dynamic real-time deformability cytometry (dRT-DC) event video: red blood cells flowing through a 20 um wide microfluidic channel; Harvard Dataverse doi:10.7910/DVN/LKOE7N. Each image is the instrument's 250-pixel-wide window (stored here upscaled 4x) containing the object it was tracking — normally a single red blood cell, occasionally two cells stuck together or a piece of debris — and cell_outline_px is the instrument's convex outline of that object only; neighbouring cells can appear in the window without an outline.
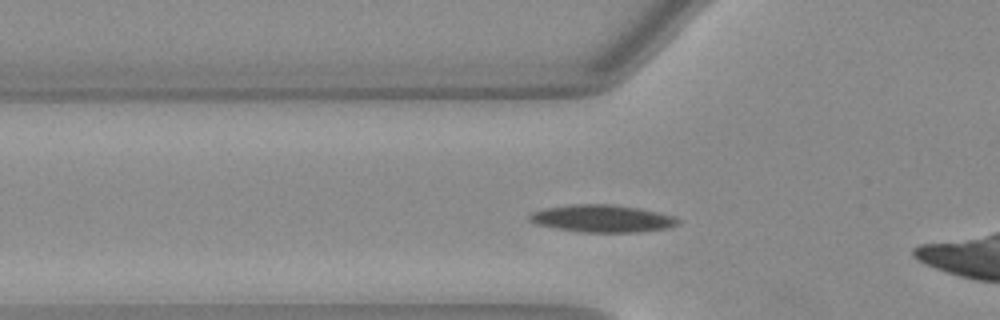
{"species": "Egyptian fruit bat (a non-hibernating species)", "species_latin": "Rousettus aegyptiacus", "temperature_condition": "warm", "stored_images_in_passage": 30, "camera_frame_rate_fps": 3000, "um_per_image_px": 0.085, "animal": {"sex": "female"}, "frame": {"image": 1, "passage_image": 2, "time_ms": 0.333, "image_size_px": [1000, 320], "cell_outline_px": [[680, 220], [676, 224], [668, 228], [636, 232], [584, 232], [536, 224], [528, 220], [528, 216], [532, 212], [548, 208], [572, 204], [612, 204], [640, 208], [672, 216]], "centroid_in_image_um": [51.18, 18.57], "position_along_channel_um": 74.6, "area_um2": 23.29}}
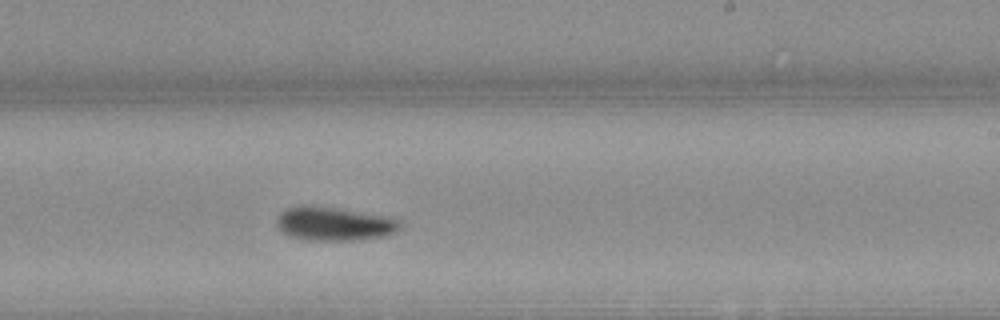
{"frame": {"image": 2, "passage_image": 16, "time_ms": 5.0, "image_size_px": [1000, 320], "cell_outline_px": [[400, 228], [396, 232], [388, 236], [360, 240], [308, 240], [288, 236], [280, 232], [276, 224], [276, 220], [280, 212], [288, 208], [304, 204], [308, 204], [340, 208], [384, 216], [400, 220]], "centroid_in_image_um": [28.37, 19.02], "position_along_channel_um": 260.6, "area_um2": 24.68}}
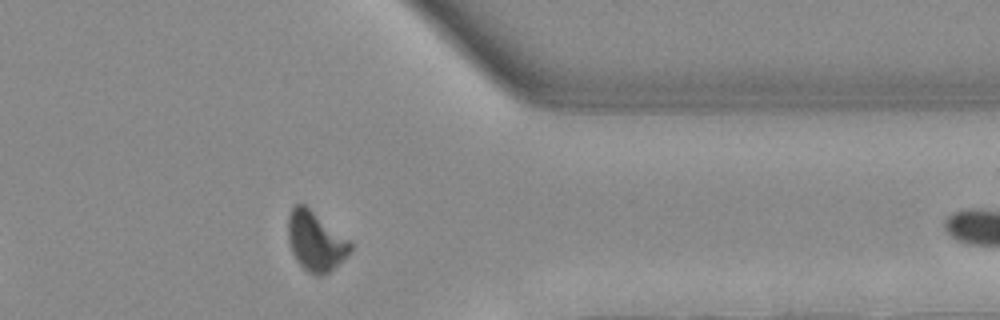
{"frame": {"image": 3, "passage_image": 26, "time_ms": 8.333, "image_size_px": [1000, 320], "cell_outline_px": [[352, 248], [348, 256], [344, 260], [328, 272], [320, 276], [316, 276], [308, 272], [296, 260], [292, 252], [288, 240], [288, 216], [292, 208], [296, 204], [304, 204], [348, 240], [352, 244]], "centroid_in_image_um": [26.81, 20.53], "position_along_channel_um": 384.6, "area_um2": 21.27}, "authors_computed_cell_mechanics": {"area_um2": 22.4553, "velocity_mm_per_s": 3.9935, "shape_relaxation_time_tau1_ms": 2.7434, "shape_relaxation_time_tau2_ms": null, "deformation_change_tau1": 0.1371, "deformation_change_tau2": null}}